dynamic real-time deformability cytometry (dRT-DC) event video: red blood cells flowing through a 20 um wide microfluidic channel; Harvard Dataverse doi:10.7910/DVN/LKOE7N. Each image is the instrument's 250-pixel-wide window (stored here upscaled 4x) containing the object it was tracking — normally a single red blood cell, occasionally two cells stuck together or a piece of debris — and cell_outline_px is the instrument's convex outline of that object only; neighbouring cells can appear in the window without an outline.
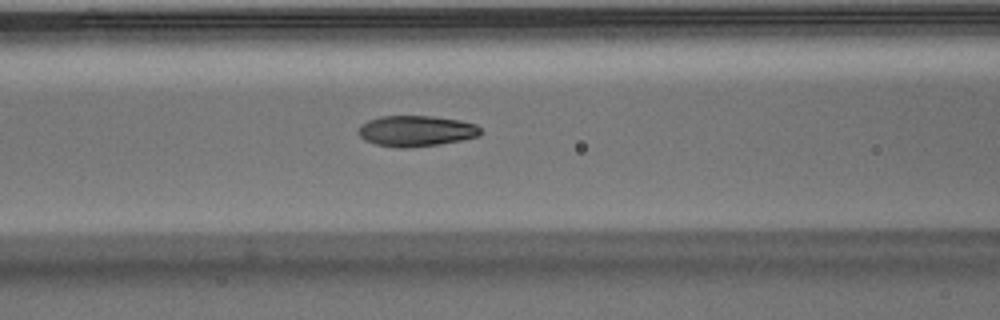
{"species": "Egyptian fruit bat (a non-hibernating species)", "species_latin": "Rousettus aegyptiacus", "temperature_condition": "warm", "stored_images_in_passage": 4, "camera_frame_rate_fps": 3000, "um_per_image_px": 0.085, "animal": {"sex": "male"}, "frame": {"image": 1, "passage_image": 3, "time_ms": 0.667, "image_size_px": [1000, 320], "cell_outline_px": [[484, 132], [480, 136], [440, 144], [408, 148], [396, 148], [376, 144], [364, 140], [356, 132], [360, 124], [368, 120], [380, 116], [432, 116], [460, 120], [476, 124]], "centroid_in_image_um": [35.36, 11.13], "position_along_channel_um": 131.2, "area_um2": 22.25}}